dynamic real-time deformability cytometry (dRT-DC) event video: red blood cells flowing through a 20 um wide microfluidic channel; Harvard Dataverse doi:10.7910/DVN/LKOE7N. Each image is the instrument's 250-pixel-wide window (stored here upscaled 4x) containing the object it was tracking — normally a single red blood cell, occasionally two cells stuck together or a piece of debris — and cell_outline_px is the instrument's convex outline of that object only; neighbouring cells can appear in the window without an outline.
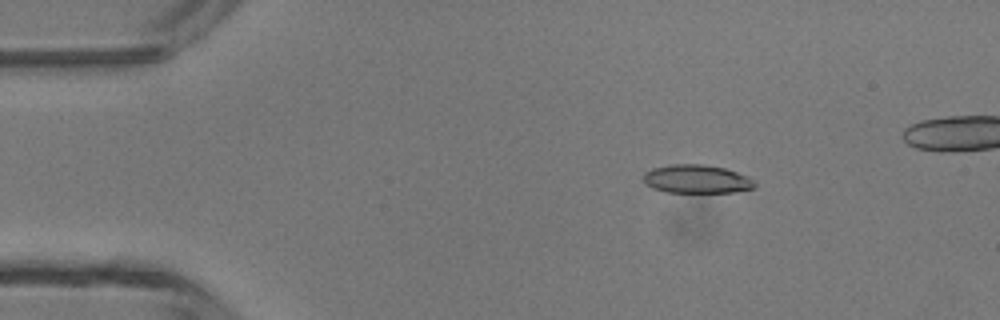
{"species": "common noctule bat (a hibernating species)", "species_latin": "Nyctalus noctula", "temperature_condition": "room temperature", "stored_images_in_passage": 44, "camera_frame_rate_fps": 3000, "um_per_image_px": 0.085, "animal": {"sex": "male", "body_mass_g": 13.3}, "frame": {"image": 1, "passage_image": 8, "time_ms": 2.333, "image_size_px": [1000, 320], "cell_outline_px": [[756, 184], [752, 188], [736, 192], [664, 192], [652, 188], [644, 184], [644, 172], [652, 168], [668, 164], [704, 164], [724, 168], [748, 176], [756, 180]], "centroid_in_image_um": [59.2, 15.21], "position_along_channel_um": 25.8, "area_um2": 18.67}}
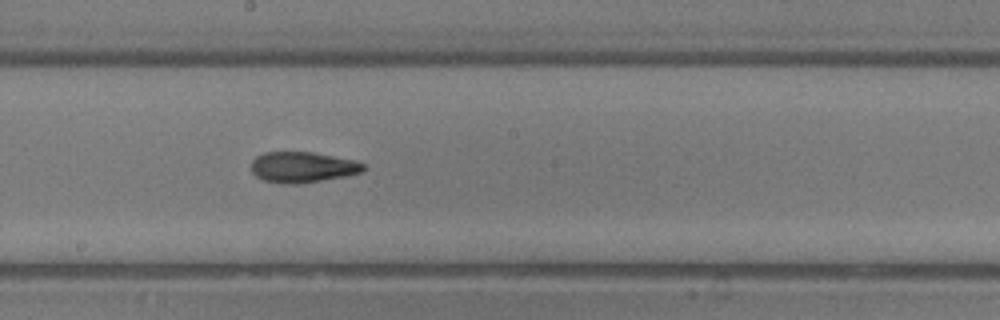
{"frame": {"image": 2, "passage_image": 26, "time_ms": 8.333, "image_size_px": [1000, 320], "cell_outline_px": [[364, 168], [360, 172], [348, 176], [296, 184], [288, 184], [264, 180], [256, 176], [252, 172], [252, 160], [256, 156], [264, 152], [312, 152], [352, 160], [364, 164]], "centroid_in_image_um": [25.69, 14.21], "position_along_channel_um": 222.5, "area_um2": 19.83}}
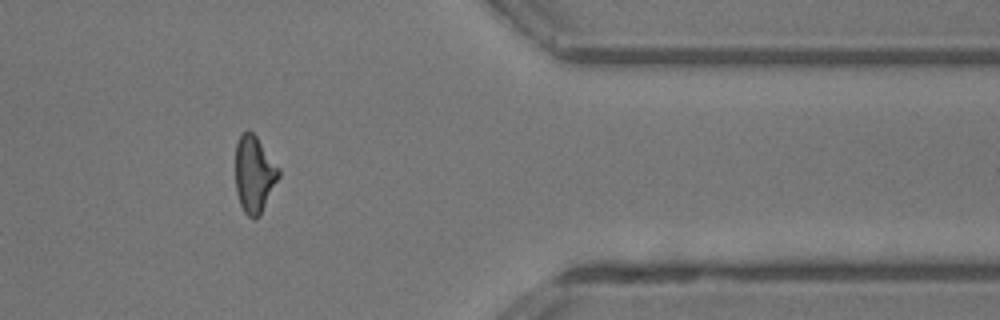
{"frame": {"image": 3, "passage_image": 39, "time_ms": 12.667, "image_size_px": [1000, 320], "cell_outline_px": [[280, 176], [260, 216], [256, 220], [252, 220], [244, 212], [240, 204], [236, 192], [236, 144], [240, 136], [248, 128], [256, 136], [280, 168]], "centroid_in_image_um": [21.62, 14.84], "position_along_channel_um": 389.8, "area_um2": 19.54}}